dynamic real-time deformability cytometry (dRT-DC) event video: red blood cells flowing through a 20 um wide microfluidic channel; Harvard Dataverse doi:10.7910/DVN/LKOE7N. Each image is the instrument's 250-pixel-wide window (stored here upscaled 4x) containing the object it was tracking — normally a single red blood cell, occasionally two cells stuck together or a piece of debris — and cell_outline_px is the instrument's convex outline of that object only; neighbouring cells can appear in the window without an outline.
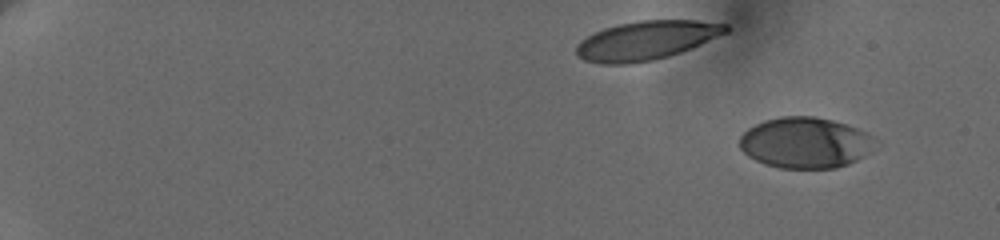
{"species": "human", "species_latin": "Homo sapiens", "temperature_condition": "cold", "stored_images_in_passage": 13, "camera_frame_rate_fps": 3000, "um_per_image_px": 0.085, "donor": {"sex": "female"}, "frame": {"image": 1, "passage_image": 3, "time_ms": 0.667, "image_size_px": [1000, 240], "cell_outline_px": [[880, 140], [864, 156], [848, 164], [836, 168], [780, 168], [764, 164], [748, 156], [740, 148], [740, 136], [748, 128], [764, 120], [780, 116], [816, 116], [832, 120], [868, 132]], "centroid_in_image_um": [68.47, 12.13], "position_along_channel_um": 16.5, "area_um2": 40.46}}